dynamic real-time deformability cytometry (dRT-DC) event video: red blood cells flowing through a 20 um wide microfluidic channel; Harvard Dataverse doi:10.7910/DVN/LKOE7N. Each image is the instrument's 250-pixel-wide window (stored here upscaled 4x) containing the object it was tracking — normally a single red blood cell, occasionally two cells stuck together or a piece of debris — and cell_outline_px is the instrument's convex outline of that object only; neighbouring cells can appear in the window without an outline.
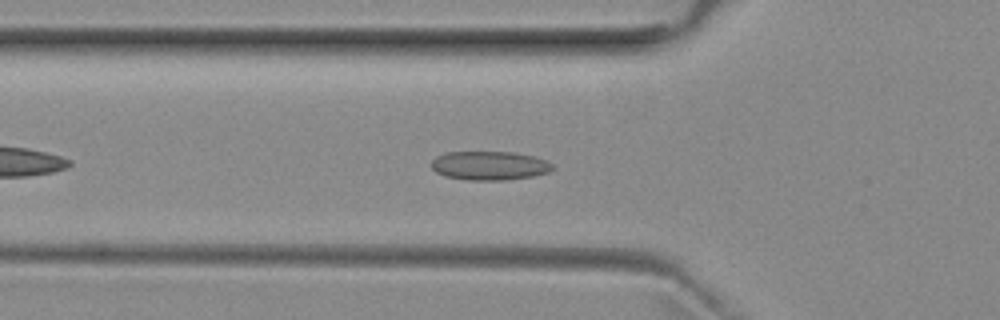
{"species": "common noctule bat (a hibernating species)", "species_latin": "Nyctalus noctula", "temperature_condition": "room temperature", "stored_images_in_passage": 41, "camera_frame_rate_fps": 3000, "um_per_image_px": 0.085, "animal": {"sex": "female", "body_mass_g": 29.2, "forearm_length_mm": 56.3}, "frame": {"image": 1, "passage_image": 7, "time_ms": 2.0, "image_size_px": [1000, 320], "cell_outline_px": [[556, 168], [548, 172], [532, 176], [508, 180], [468, 180], [444, 176], [436, 172], [428, 164], [436, 156], [444, 152], [516, 152], [532, 156], [544, 160], [552, 164]], "centroid_in_image_um": [41.57, 14.08], "position_along_channel_um": 84.2, "area_um2": 20.58}}
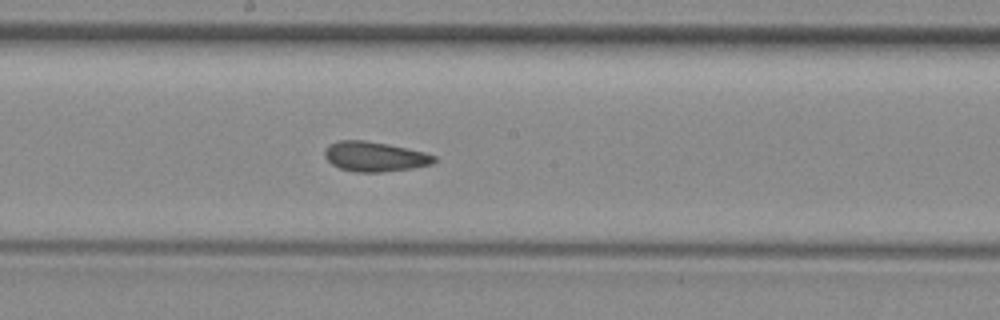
{"frame": {"image": 2, "passage_image": 17, "time_ms": 5.333, "image_size_px": [1000, 320], "cell_outline_px": [[436, 160], [432, 164], [412, 168], [380, 172], [356, 172], [340, 168], [332, 164], [324, 156], [324, 152], [328, 144], [340, 140], [364, 140], [388, 144], [408, 148], [424, 152], [436, 156]], "centroid_in_image_um": [31.84, 13.3], "position_along_channel_um": 216.4, "area_um2": 19.02}}
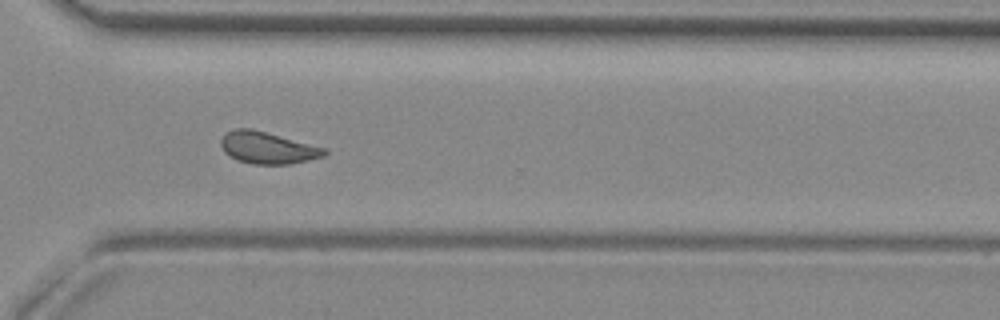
{"frame": {"image": 3, "passage_image": 27, "time_ms": 8.667, "image_size_px": [1000, 320], "cell_outline_px": [[328, 152], [324, 156], [292, 164], [252, 164], [240, 160], [224, 152], [220, 144], [220, 140], [228, 132], [236, 128], [252, 128], [328, 148]], "centroid_in_image_um": [22.8, 12.55], "position_along_channel_um": 347.8, "area_um2": 19.25}, "authors_computed_cell_mechanics": {"area_um2": 19.0162, "velocity_mm_per_s": 3.9444, "shape_relaxation_time_tau1_ms": null, "shape_relaxation_time_tau2_ms": 1.7778, "deformation_change_tau1": null, "deformation_change_tau2": 0.0731}}